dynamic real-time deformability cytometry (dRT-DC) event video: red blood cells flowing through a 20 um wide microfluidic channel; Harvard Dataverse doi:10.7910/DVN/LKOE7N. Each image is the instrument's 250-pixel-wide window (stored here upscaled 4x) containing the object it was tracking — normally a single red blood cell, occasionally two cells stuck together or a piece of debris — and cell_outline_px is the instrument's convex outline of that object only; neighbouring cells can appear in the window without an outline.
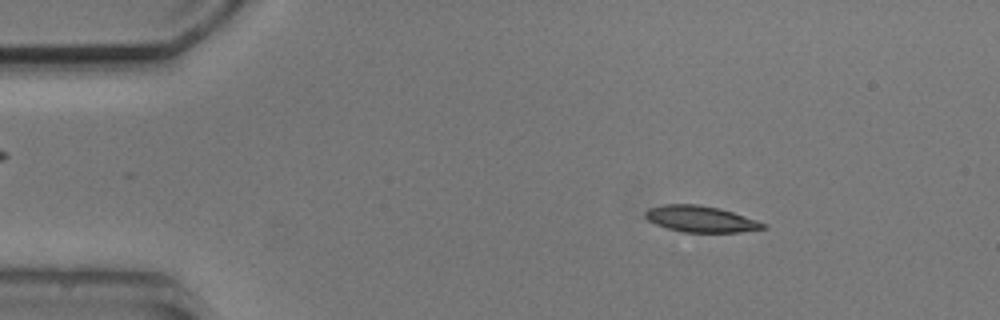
{"species": "common noctule bat (a hibernating species)", "species_latin": "Nyctalus noctula", "temperature_condition": "cold", "stored_images_in_passage": 3, "camera_frame_rate_fps": 3000, "um_per_image_px": 0.085, "animal": {"sex": "male", "body_mass_g": 20.5, "forearm_length_mm": 52.5}, "frame": {"image": 1, "passage_image": 1, "time_ms": 0.0, "image_size_px": [1000, 320], "cell_outline_px": [[768, 228], [740, 232], [684, 232], [668, 228], [656, 224], [648, 220], [644, 216], [644, 212], [648, 208], [664, 204], [696, 204], [720, 208], [768, 224]], "centroid_in_image_um": [59.56, 18.61], "position_along_channel_um": 25.4, "area_um2": 18.03}}